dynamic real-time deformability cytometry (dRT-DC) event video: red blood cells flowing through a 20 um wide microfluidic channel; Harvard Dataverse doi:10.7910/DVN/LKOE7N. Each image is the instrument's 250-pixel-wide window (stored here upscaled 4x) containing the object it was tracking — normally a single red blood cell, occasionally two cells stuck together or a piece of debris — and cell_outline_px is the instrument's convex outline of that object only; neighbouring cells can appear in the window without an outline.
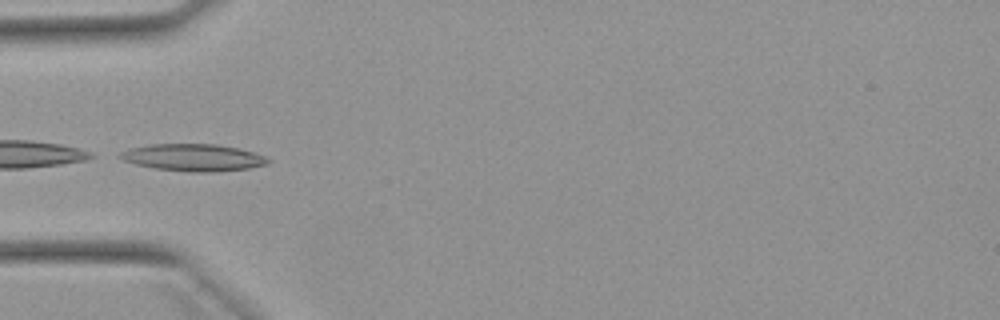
{"species": "Egyptian fruit bat (a non-hibernating species)", "species_latin": "Rousettus aegyptiacus", "temperature_condition": "warm", "stored_images_in_passage": 12, "camera_frame_rate_fps": 3000, "um_per_image_px": 0.085, "animal": {"sex": "female"}, "frame": {"image": 1, "passage_image": 1, "time_ms": 0.0, "image_size_px": [1000, 320], "cell_outline_px": [[272, 160], [268, 164], [248, 168], [216, 172], [188, 172], [152, 168], [136, 164], [124, 160], [116, 156], [120, 152], [128, 148], [148, 144], [216, 144], [240, 148], [264, 156]], "centroid_in_image_um": [16.4, 13.39], "position_along_channel_um": 68.6, "area_um2": 23.58}}
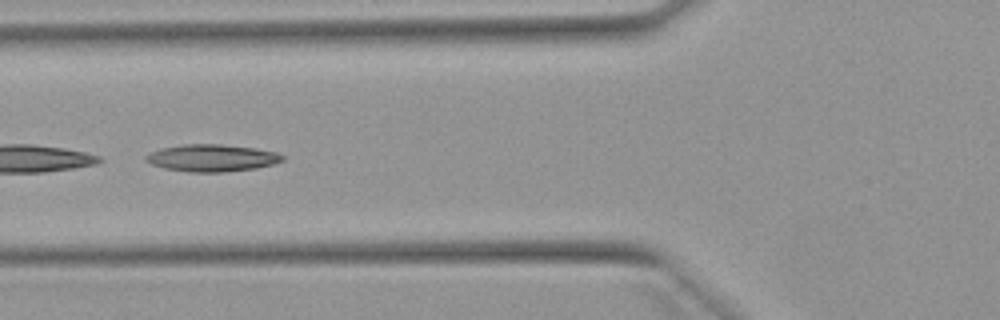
{"frame": {"image": 2, "passage_image": 4, "time_ms": 1.0, "image_size_px": [1000, 320], "cell_outline_px": [[284, 160], [272, 164], [256, 168], [224, 172], [188, 172], [164, 168], [152, 164], [144, 160], [144, 156], [152, 152], [164, 148], [184, 144], [220, 144], [252, 148], [276, 152], [284, 156]], "centroid_in_image_um": [18.0, 13.43], "position_along_channel_um": 107.8, "area_um2": 21.39}}
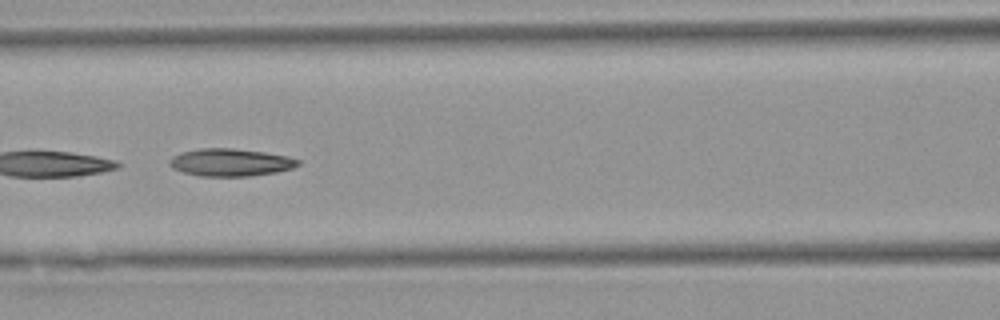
{"frame": {"image": 3, "passage_image": 7, "time_ms": 2.0, "image_size_px": [1000, 320], "cell_outline_px": [[300, 164], [292, 168], [276, 172], [252, 176], [200, 176], [184, 172], [172, 168], [168, 164], [168, 160], [172, 156], [180, 152], [200, 148], [232, 148], [264, 152], [288, 156], [300, 160]], "centroid_in_image_um": [19.57, 13.8], "position_along_channel_um": 147.0, "area_um2": 20.75}}